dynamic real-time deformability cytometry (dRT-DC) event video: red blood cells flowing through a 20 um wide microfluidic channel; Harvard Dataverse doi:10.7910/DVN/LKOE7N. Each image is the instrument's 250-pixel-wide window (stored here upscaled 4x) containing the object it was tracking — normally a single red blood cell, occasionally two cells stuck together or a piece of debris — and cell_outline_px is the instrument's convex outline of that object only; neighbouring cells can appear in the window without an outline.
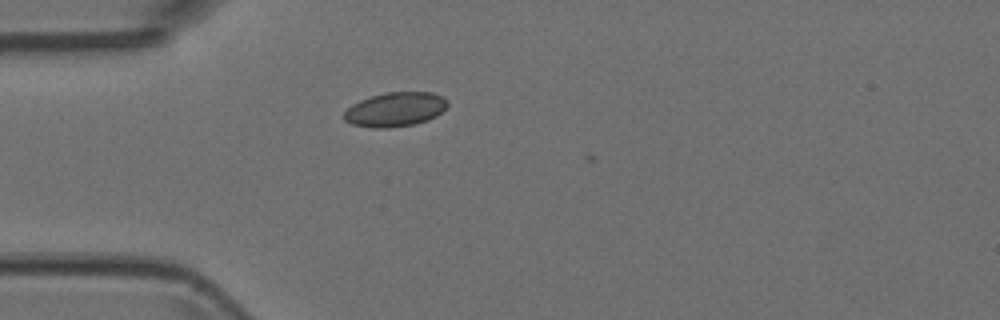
{"species": "Egyptian fruit bat (a non-hibernating species)", "species_latin": "Rousettus aegyptiacus", "temperature_condition": "room temperature", "stored_images_in_passage": 1, "camera_frame_rate_fps": 3000, "um_per_image_px": 0.085, "animal": {"sex": "female"}, "frame": {"image": 1, "passage_image": 1, "time_ms": 0.0, "image_size_px": [1000, 320], "cell_outline_px": [[448, 104], [436, 116], [428, 120], [416, 124], [388, 128], [376, 128], [352, 124], [344, 120], [344, 112], [352, 104], [360, 100], [372, 96], [388, 92], [432, 92], [448, 100]], "centroid_in_image_um": [33.59, 9.3], "position_along_channel_um": 51.4, "area_um2": 20.58}}